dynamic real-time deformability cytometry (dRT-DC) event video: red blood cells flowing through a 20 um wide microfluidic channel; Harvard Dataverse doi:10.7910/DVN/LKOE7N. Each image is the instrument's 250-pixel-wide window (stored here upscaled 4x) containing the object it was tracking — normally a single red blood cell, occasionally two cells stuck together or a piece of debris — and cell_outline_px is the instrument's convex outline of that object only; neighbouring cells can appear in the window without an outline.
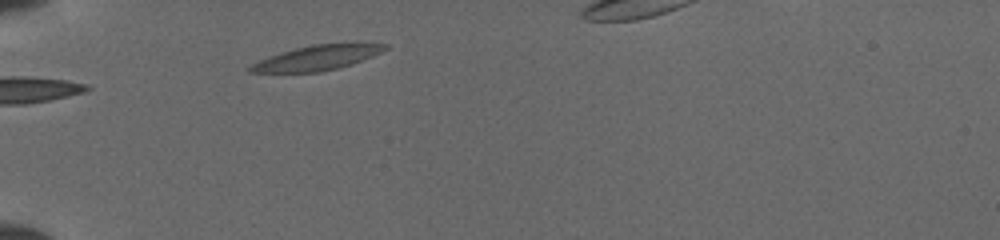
{"species": "common noctule bat (a hibernating species)", "species_latin": "Nyctalus noctula", "temperature_condition": "cold", "stored_images_in_passage": 7, "camera_frame_rate_fps": 3000, "um_per_image_px": 0.085, "animal": {"sex": "female", "body_mass_g": 19.5, "forearm_length_mm": 54.1}, "frame": {"image": 1, "passage_image": 1, "time_ms": 0.0, "image_size_px": [1000, 240], "cell_outline_px": [[388, 48], [372, 56], [352, 64], [320, 72], [248, 72], [248, 68], [252, 64], [260, 60], [296, 48], [312, 44], [388, 44]], "centroid_in_image_um": [26.94, 4.93], "position_along_channel_um": 58.1, "area_um2": 18.84}}